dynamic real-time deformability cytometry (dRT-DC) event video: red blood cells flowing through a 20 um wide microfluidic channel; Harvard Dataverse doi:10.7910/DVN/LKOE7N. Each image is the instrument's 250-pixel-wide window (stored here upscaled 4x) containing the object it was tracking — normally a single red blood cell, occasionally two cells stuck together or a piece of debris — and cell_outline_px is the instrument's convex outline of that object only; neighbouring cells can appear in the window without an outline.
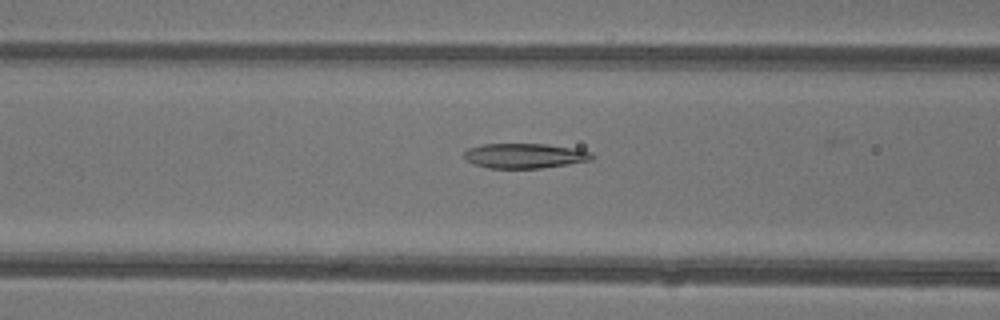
{"species": "common noctule bat (a hibernating species)", "species_latin": "Nyctalus noctula", "temperature_condition": "warm", "stored_images_in_passage": 24, "camera_frame_rate_fps": 3000, "um_per_image_px": 0.085, "animal": {"sex": "female"}, "frame": {"image": 1, "passage_image": 6, "time_ms": 1.667, "image_size_px": [1000, 320], "cell_outline_px": [[596, 156], [592, 160], [568, 164], [540, 168], [488, 168], [472, 164], [464, 156], [464, 152], [468, 148], [484, 144], [544, 144], [576, 148], [592, 152]], "centroid_in_image_um": [44.63, 13.24], "position_along_channel_um": 122.0, "area_um2": 18.61}}
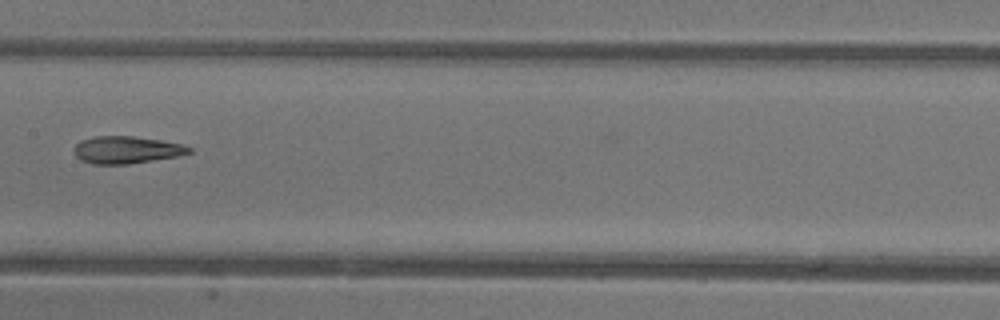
{"frame": {"image": 2, "passage_image": 11, "time_ms": 3.333, "image_size_px": [1000, 320], "cell_outline_px": [[192, 152], [180, 156], [128, 164], [92, 164], [80, 160], [76, 156], [76, 144], [80, 140], [96, 136], [132, 136], [160, 140], [184, 144], [192, 148]], "centroid_in_image_um": [10.8, 12.74], "position_along_channel_um": 196.6, "area_um2": 18.32}}
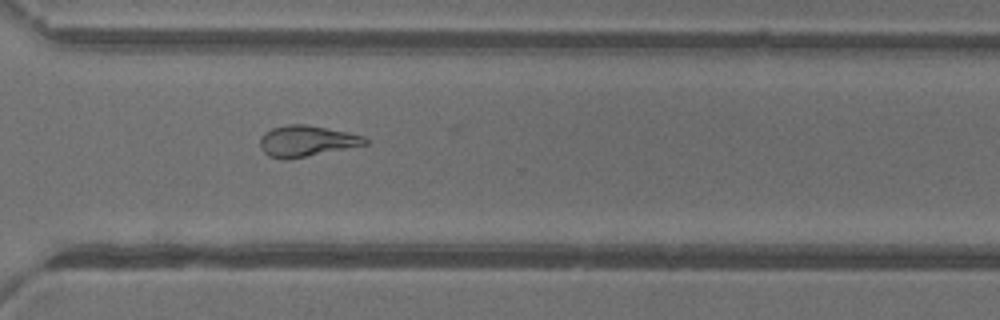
{"frame": {"image": 3, "passage_image": 21, "time_ms": 6.667, "image_size_px": [1000, 320], "cell_outline_px": [[368, 144], [288, 160], [284, 160], [268, 156], [260, 148], [260, 140], [272, 128], [288, 124], [304, 124], [348, 132], [364, 136], [368, 140]], "centroid_in_image_um": [26.07, 12.0], "position_along_channel_um": 344.5, "area_um2": 18.84}, "authors_computed_cell_mechanics": {"area_um2": 18.5538, "velocity_mm_per_s": 4.4651, "shape_relaxation_time_tau1_ms": 10.2995, "shape_relaxation_time_tau2_ms": 3.6989, "deformation_change_tau1": 0.3016, "deformation_change_tau2": 0.082}}